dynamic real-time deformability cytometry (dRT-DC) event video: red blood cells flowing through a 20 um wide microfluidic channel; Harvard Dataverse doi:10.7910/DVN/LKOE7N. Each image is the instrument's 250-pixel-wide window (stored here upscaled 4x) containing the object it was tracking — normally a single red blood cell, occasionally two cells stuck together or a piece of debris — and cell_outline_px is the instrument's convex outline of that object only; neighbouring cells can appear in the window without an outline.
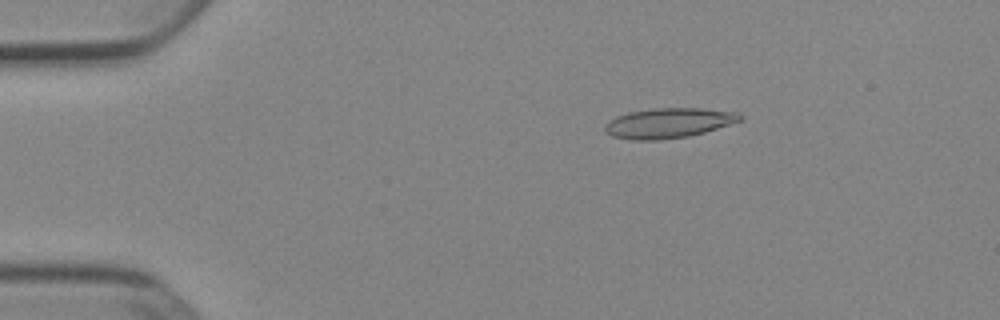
{"species": "Egyptian fruit bat (a non-hibernating species)", "species_latin": "Rousettus aegyptiacus", "temperature_condition": "cold", "stored_images_in_passage": 52, "camera_frame_rate_fps": 3000, "um_per_image_px": 0.085, "animal": {"sex": "female"}, "frame": {"image": 1, "passage_image": 9, "time_ms": 2.667, "image_size_px": [1000, 320], "cell_outline_px": [[744, 116], [740, 120], [704, 132], [688, 136], [656, 140], [632, 140], [612, 136], [604, 132], [604, 124], [608, 120], [616, 116], [628, 112], [652, 108], [700, 108], [740, 112]], "centroid_in_image_um": [56.77, 10.45], "position_along_channel_um": 28.2, "area_um2": 23.7}}
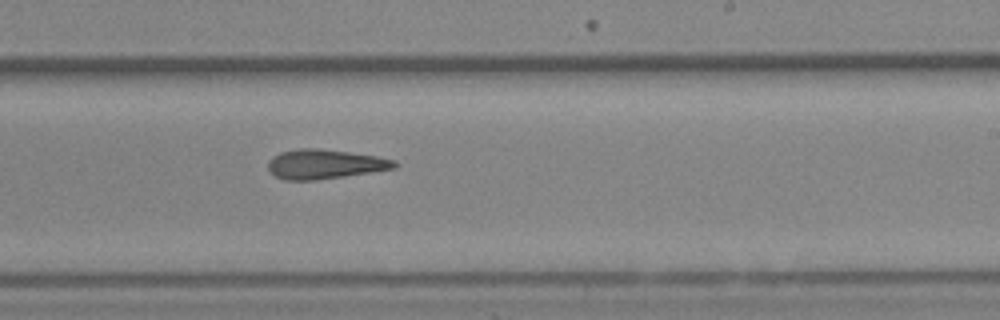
{"frame": {"image": 2, "passage_image": 32, "time_ms": 10.333, "image_size_px": [1000, 320], "cell_outline_px": [[396, 168], [372, 172], [316, 180], [284, 180], [276, 176], [268, 168], [268, 160], [272, 156], [280, 152], [300, 148], [320, 148], [376, 156], [396, 160]], "centroid_in_image_um": [27.59, 13.95], "position_along_channel_um": 261.4, "area_um2": 21.68}}
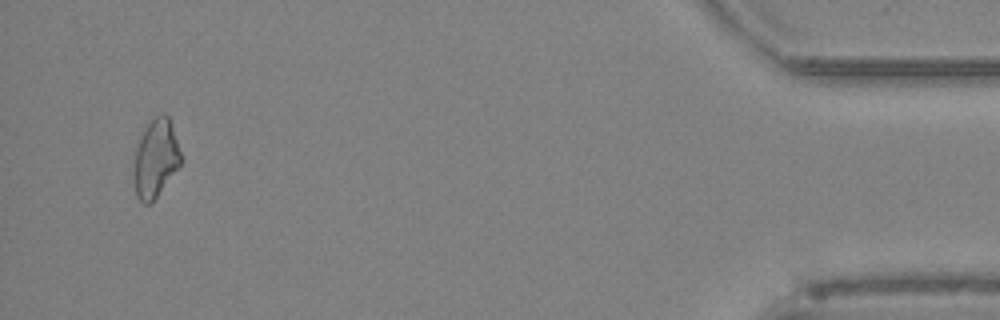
{"frame": {"image": 3, "passage_image": 50, "time_ms": 16.333, "image_size_px": [1000, 320], "cell_outline_px": [[184, 160], [152, 204], [144, 204], [136, 196], [132, 172], [136, 148], [140, 136], [144, 128], [160, 112], [164, 112], [168, 116]], "centroid_in_image_um": [13.23, 13.5], "position_along_channel_um": 422.0, "area_um2": 21.85}, "authors_computed_cell_mechanics": {"area_um2": 22.0218, "velocity_mm_per_s": 3.9071, "shape_relaxation_time_tau1_ms": null, "shape_relaxation_time_tau2_ms": 4.724, "deformation_change_tau1": null, "deformation_change_tau2": 0.1701}}